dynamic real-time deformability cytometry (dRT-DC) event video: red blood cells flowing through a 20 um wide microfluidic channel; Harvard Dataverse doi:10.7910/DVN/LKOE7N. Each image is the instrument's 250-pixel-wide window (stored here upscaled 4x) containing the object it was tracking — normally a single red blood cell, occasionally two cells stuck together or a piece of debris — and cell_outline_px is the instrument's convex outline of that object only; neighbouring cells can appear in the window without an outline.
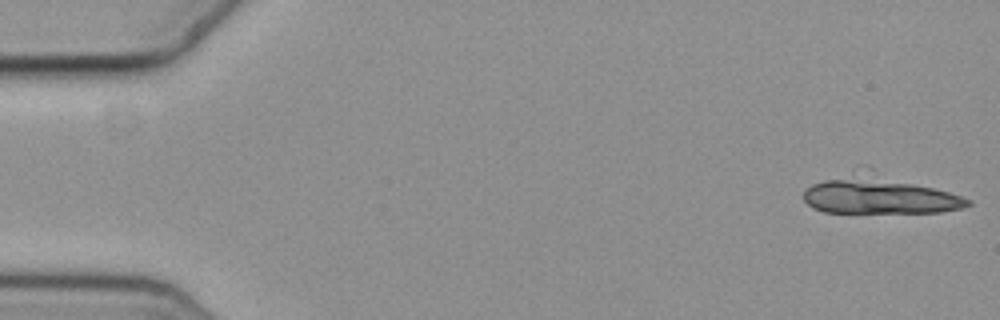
{"species": "common noctule bat (a hibernating species)", "species_latin": "Nyctalus noctula", "temperature_condition": "cold", "stored_images_in_passage": 14, "camera_frame_rate_fps": 3000, "um_per_image_px": 0.085, "animal": {"sex": "female", "body_mass_g": 19.3, "forearm_length_mm": 54.1}, "frame": {"image": 1, "passage_image": 1, "time_ms": 0.0, "image_size_px": [1000, 320], "cell_outline_px": [[972, 204], [960, 208], [940, 212], [824, 212], [812, 208], [804, 200], [804, 192], [812, 184], [824, 180], [868, 180], [908, 184], [932, 188], [948, 192], [972, 200]], "centroid_in_image_um": [74.77, 16.78], "position_along_channel_um": 10.2, "area_um2": 31.21}}